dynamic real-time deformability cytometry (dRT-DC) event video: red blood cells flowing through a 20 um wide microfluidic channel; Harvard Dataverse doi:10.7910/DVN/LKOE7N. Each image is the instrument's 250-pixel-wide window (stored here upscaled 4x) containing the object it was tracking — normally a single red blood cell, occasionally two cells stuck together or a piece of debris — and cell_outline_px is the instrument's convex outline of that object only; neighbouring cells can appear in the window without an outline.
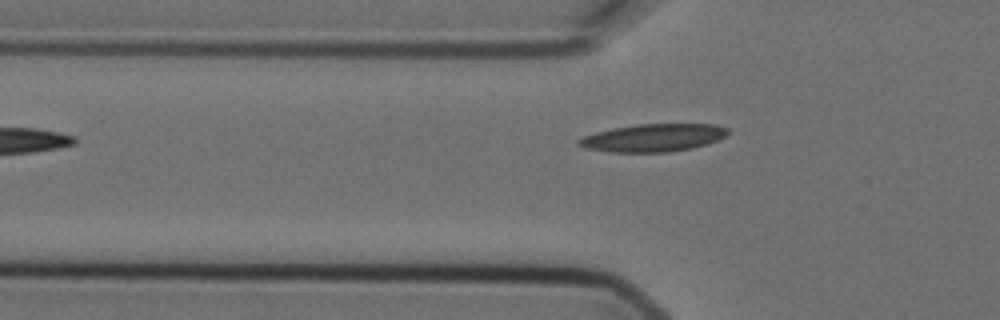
{"species": "Egyptian fruit bat (a non-hibernating species)", "species_latin": "Rousettus aegyptiacus", "temperature_condition": "cold", "stored_images_in_passage": 5, "camera_frame_rate_fps": 3000, "um_per_image_px": 0.085, "animal": {"sex": "female"}, "frame": {"image": 1, "passage_image": 5, "time_ms": 1.333, "image_size_px": [1000, 320], "cell_outline_px": [[728, 132], [724, 136], [716, 140], [692, 148], [668, 152], [612, 152], [584, 148], [576, 144], [576, 140], [584, 136], [596, 132], [612, 128], [636, 124], [716, 124], [728, 128]], "centroid_in_image_um": [55.47, 11.7], "position_along_channel_um": 70.3, "area_um2": 24.04}}